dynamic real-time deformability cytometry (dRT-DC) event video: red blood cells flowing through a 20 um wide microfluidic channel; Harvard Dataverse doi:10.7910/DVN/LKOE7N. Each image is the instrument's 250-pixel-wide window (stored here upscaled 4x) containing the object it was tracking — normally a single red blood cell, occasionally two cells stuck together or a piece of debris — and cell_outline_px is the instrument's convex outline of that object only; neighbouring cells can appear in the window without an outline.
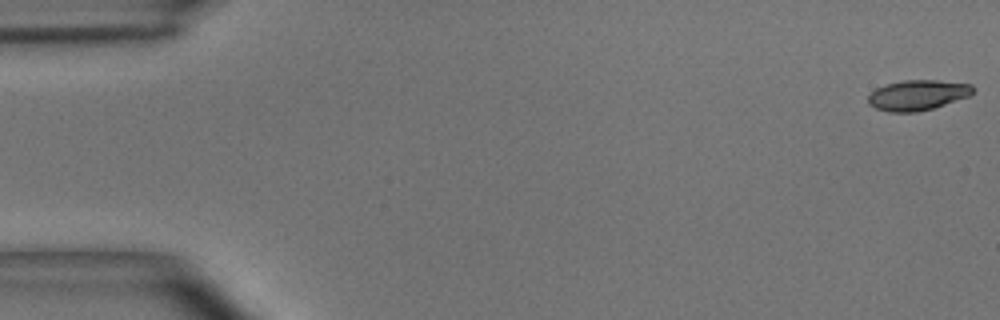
{"species": "common noctule bat (a hibernating species)", "species_latin": "Nyctalus noctula", "temperature_condition": "room temperature", "stored_images_in_passage": 55, "camera_frame_rate_fps": 3000, "um_per_image_px": 0.085, "animal": {"sex": "male", "body_mass_g": 15.6}, "frame": {"image": 1, "passage_image": 1, "time_ms": 0.0, "image_size_px": [1000, 320], "cell_outline_px": [[972, 92], [968, 96], [932, 108], [916, 112], [888, 112], [876, 108], [868, 104], [868, 96], [876, 88], [888, 84], [904, 80], [936, 80], [972, 84]], "centroid_in_image_um": [77.96, 8.08], "position_along_channel_um": 7.0, "area_um2": 18.21}}
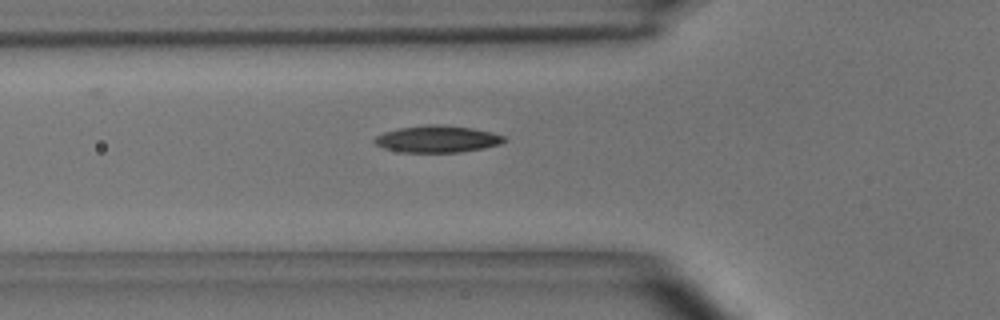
{"frame": {"image": 2, "passage_image": 19, "time_ms": 6.0, "image_size_px": [1000, 320], "cell_outline_px": [[508, 140], [500, 144], [484, 148], [460, 152], [404, 152], [384, 148], [376, 144], [372, 140], [376, 136], [384, 132], [396, 128], [428, 124], [444, 124], [472, 128], [492, 132], [504, 136]], "centroid_in_image_um": [37.18, 11.8], "position_along_channel_um": 88.6, "area_um2": 20.46}}
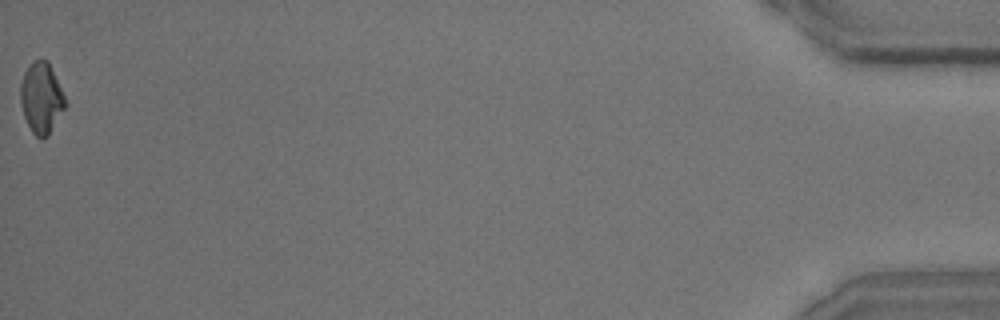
{"frame": {"image": 3, "passage_image": 55, "time_ms": 18.0, "image_size_px": [1000, 320], "cell_outline_px": [[68, 104], [48, 136], [40, 140], [32, 132], [24, 116], [20, 100], [20, 84], [24, 72], [32, 60], [48, 60]], "centroid_in_image_um": [3.52, 8.34], "position_along_channel_um": 431.7, "area_um2": 18.61}, "authors_computed_cell_mechanics": {"area_um2": 18.9584, "velocity_mm_per_s": 3.6467, "shape_relaxation_time_tau1_ms": 5.2576, "shape_relaxation_time_tau2_ms": 4.6345, "deformation_change_tau1": 0.1673, "deformation_change_tau2": 0.1135}}